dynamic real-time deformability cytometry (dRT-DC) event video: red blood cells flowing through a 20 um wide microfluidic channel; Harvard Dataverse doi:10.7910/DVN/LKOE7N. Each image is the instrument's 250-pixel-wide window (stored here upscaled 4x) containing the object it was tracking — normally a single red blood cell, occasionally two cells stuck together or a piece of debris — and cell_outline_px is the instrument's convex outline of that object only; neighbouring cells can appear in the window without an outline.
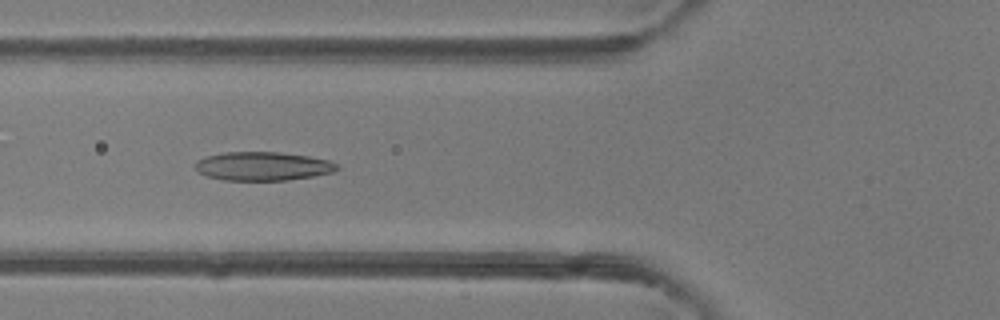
{"species": "common noctule bat (a hibernating species)", "species_latin": "Nyctalus noctula", "temperature_condition": "room temperature", "stored_images_in_passage": 48, "camera_frame_rate_fps": 3000, "um_per_image_px": 0.085, "animal": {"sex": "female"}, "frame": {"image": 1, "passage_image": 18, "time_ms": 5.667, "image_size_px": [1000, 320], "cell_outline_px": [[340, 168], [332, 172], [312, 176], [288, 180], [224, 180], [204, 176], [196, 168], [196, 160], [208, 156], [224, 152], [280, 152], [308, 156], [328, 160], [336, 164]], "centroid_in_image_um": [22.32, 14.12], "position_along_channel_um": 103.5, "area_um2": 23.58}}
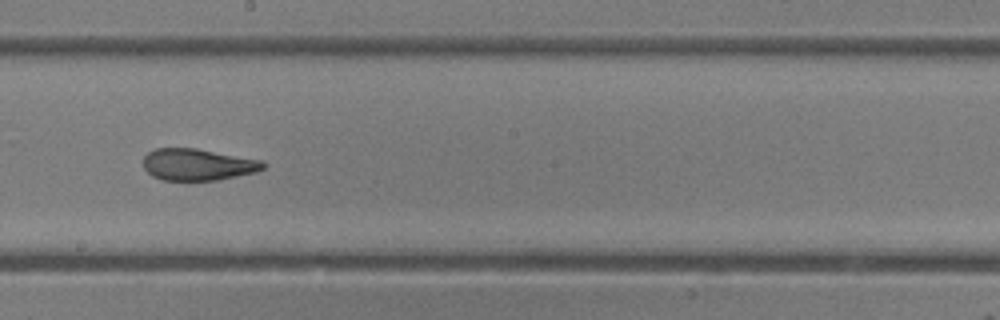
{"frame": {"image": 2, "passage_image": 27, "time_ms": 8.667, "image_size_px": [1000, 320], "cell_outline_px": [[264, 168], [256, 172], [216, 180], [160, 180], [152, 176], [144, 168], [144, 156], [148, 152], [156, 148], [196, 148], [264, 160]], "centroid_in_image_um": [16.81, 13.98], "position_along_channel_um": 231.4, "area_um2": 22.2}}
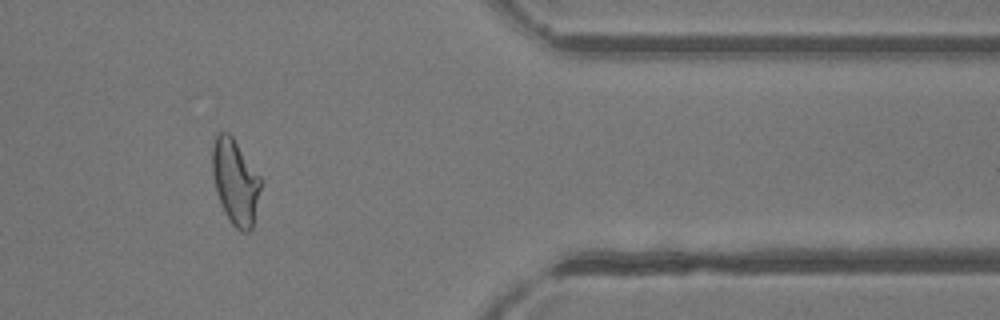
{"frame": {"image": 3, "passage_image": 40, "time_ms": 13.0, "image_size_px": [1000, 320], "cell_outline_px": [[260, 188], [252, 228], [248, 232], [240, 232], [232, 224], [216, 192], [212, 172], [212, 144], [216, 136], [220, 132], [228, 132], [232, 136], [260, 176]], "centroid_in_image_um": [19.99, 15.43], "position_along_channel_um": 391.4, "area_um2": 23.58}, "authors_computed_cell_mechanics": {"area_um2": 24.3916, "velocity_mm_per_s": 4.2511, "shape_relaxation_time_tau1_ms": null, "shape_relaxation_time_tau2_ms": 1.6957, "deformation_change_tau1": null, "deformation_change_tau2": 0.0907}}